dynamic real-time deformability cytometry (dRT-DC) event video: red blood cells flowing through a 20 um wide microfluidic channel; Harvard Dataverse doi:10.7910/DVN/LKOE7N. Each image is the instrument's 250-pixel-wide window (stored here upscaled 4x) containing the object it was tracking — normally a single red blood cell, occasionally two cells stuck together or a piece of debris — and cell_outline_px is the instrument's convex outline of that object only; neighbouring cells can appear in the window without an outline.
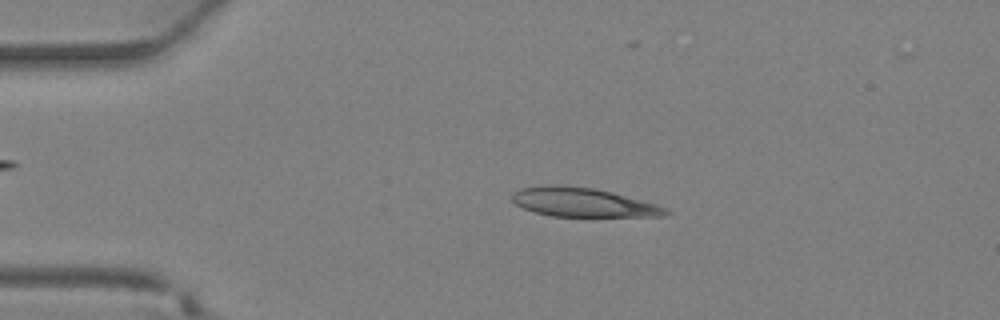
{"species": "Egyptian fruit bat (a non-hibernating species)", "species_latin": "Rousettus aegyptiacus", "temperature_condition": "warm", "stored_images_in_passage": 36, "camera_frame_rate_fps": 3000, "um_per_image_px": 0.085, "animal": {"sex": "female"}, "frame": {"image": 1, "passage_image": 7, "time_ms": 2.0, "image_size_px": [1000, 320], "cell_outline_px": [[672, 212], [664, 216], [552, 216], [536, 212], [524, 208], [516, 204], [512, 200], [512, 196], [520, 188], [560, 184], [592, 188], [612, 192], [656, 204], [668, 208]], "centroid_in_image_um": [49.59, 17.2], "position_along_channel_um": 35.4, "area_um2": 25.66}}
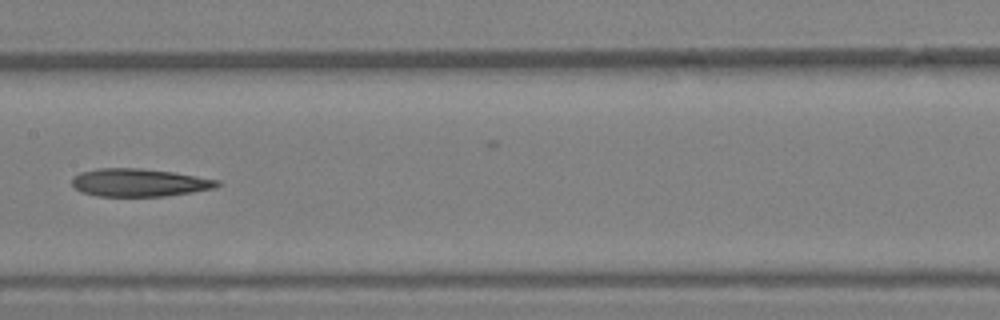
{"frame": {"image": 2, "passage_image": 18, "time_ms": 5.667, "image_size_px": [1000, 320], "cell_outline_px": [[220, 184], [212, 188], [192, 192], [164, 196], [96, 196], [80, 192], [72, 184], [72, 176], [80, 172], [96, 168], [140, 168], [172, 172], [220, 180]], "centroid_in_image_um": [11.77, 15.51], "position_along_channel_um": 195.6, "area_um2": 23.58}}
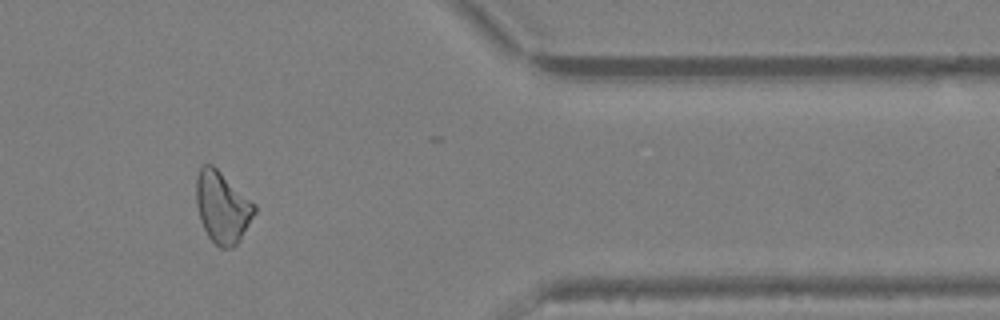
{"frame": {"image": 3, "passage_image": 30, "time_ms": 9.667, "image_size_px": [1000, 320], "cell_outline_px": [[256, 212], [240, 240], [232, 248], [220, 248], [208, 236], [200, 220], [196, 204], [196, 176], [200, 168], [204, 164], [212, 164], [256, 204]], "centroid_in_image_um": [18.9, 17.61], "position_along_channel_um": 392.5, "area_um2": 24.28}}